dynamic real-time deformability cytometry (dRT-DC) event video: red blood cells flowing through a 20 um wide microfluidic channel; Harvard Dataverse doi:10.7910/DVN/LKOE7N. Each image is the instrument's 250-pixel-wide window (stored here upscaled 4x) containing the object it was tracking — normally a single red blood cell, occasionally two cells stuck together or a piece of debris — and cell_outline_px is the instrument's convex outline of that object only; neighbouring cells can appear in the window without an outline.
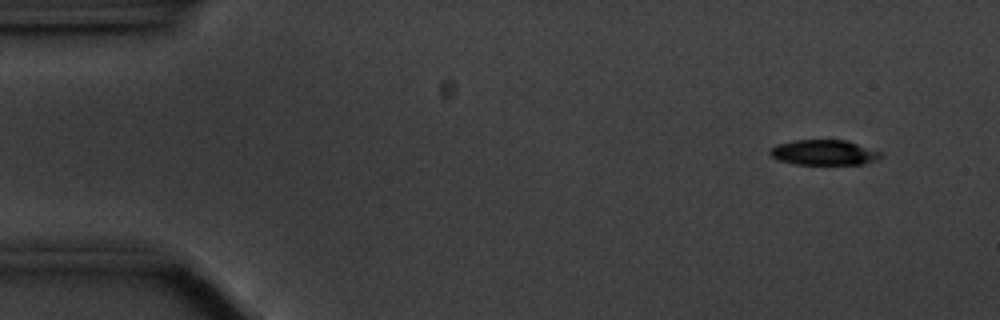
{"species": "common noctule bat (a hibernating species)", "species_latin": "Nyctalus noctula", "temperature_condition": "cold", "stored_images_in_passage": 56, "camera_frame_rate_fps": 3000, "um_per_image_px": 0.085, "animal": {"sex": "male", "body_mass_g": 20.1, "forearm_length_mm": 53.5}, "frame": {"image": 1, "passage_image": 4, "time_ms": 1.0, "image_size_px": [1000, 320], "cell_outline_px": [[880, 156], [864, 164], [796, 164], [780, 160], [772, 156], [768, 152], [776, 144], [792, 140], [848, 140], [880, 152]], "centroid_in_image_um": [69.98, 12.95], "position_along_channel_um": 15.0, "area_um2": 16.01}}
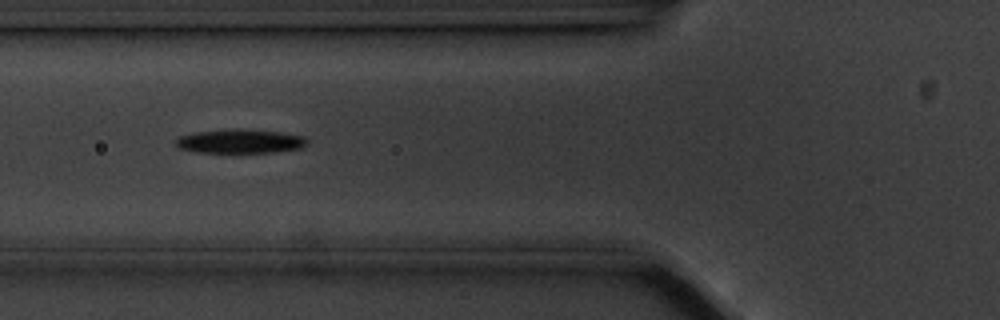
{"frame": {"image": 2, "passage_image": 20, "time_ms": 6.333, "image_size_px": [1000, 320], "cell_outline_px": [[308, 144], [300, 148], [276, 152], [196, 152], [180, 148], [176, 144], [176, 140], [180, 136], [196, 132], [236, 128], [240, 128], [280, 132], [304, 136], [308, 140]], "centroid_in_image_um": [20.45, 12.0], "position_along_channel_um": 105.3, "area_um2": 18.32}}
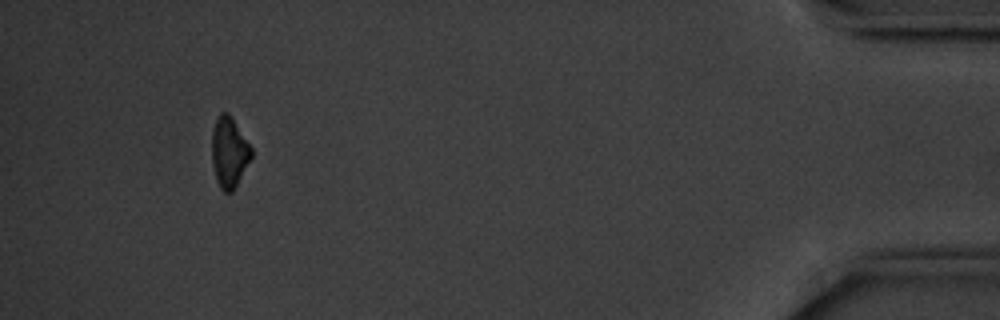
{"frame": {"image": 3, "passage_image": 52, "time_ms": 17.0, "image_size_px": [1000, 320], "cell_outline_px": [[252, 156], [232, 192], [224, 192], [220, 188], [216, 180], [212, 164], [212, 132], [216, 120], [220, 112], [228, 112], [232, 116], [252, 148]], "centroid_in_image_um": [19.47, 12.92], "position_along_channel_um": 415.7, "area_um2": 16.18}, "authors_computed_cell_mechanics": {"area_um2": 17.4556, "velocity_mm_per_s": 3.5365, "shape_relaxation_time_tau1_ms": 1.4112, "shape_relaxation_time_tau2_ms": null, "deformation_change_tau1": 0.0864, "deformation_change_tau2": null}}